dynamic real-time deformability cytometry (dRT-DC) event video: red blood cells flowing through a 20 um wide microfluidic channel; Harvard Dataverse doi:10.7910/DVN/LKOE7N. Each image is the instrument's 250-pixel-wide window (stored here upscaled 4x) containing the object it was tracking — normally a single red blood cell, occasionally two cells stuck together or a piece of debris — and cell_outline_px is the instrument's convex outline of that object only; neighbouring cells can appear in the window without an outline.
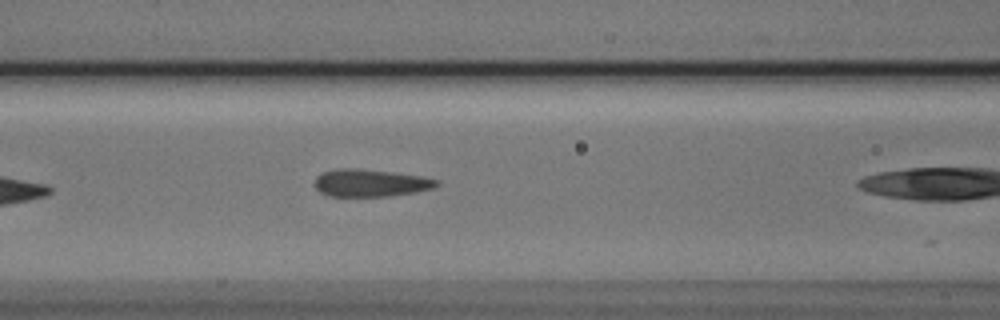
{"species": "Egyptian fruit bat (a non-hibernating species)", "species_latin": "Rousettus aegyptiacus", "temperature_condition": "cold", "stored_images_in_passage": 8, "camera_frame_rate_fps": 3000, "um_per_image_px": 0.085, "animal": {"sex": "male"}, "frame": {"image": 1, "passage_image": 7, "time_ms": 2.0, "image_size_px": [1000, 320], "cell_outline_px": [[440, 184], [432, 188], [416, 192], [388, 196], [328, 196], [320, 192], [316, 188], [316, 176], [324, 172], [340, 168], [356, 168], [392, 172], [420, 176], [440, 180]], "centroid_in_image_um": [31.5, 15.55], "position_along_channel_um": 135.1, "area_um2": 19.36}}